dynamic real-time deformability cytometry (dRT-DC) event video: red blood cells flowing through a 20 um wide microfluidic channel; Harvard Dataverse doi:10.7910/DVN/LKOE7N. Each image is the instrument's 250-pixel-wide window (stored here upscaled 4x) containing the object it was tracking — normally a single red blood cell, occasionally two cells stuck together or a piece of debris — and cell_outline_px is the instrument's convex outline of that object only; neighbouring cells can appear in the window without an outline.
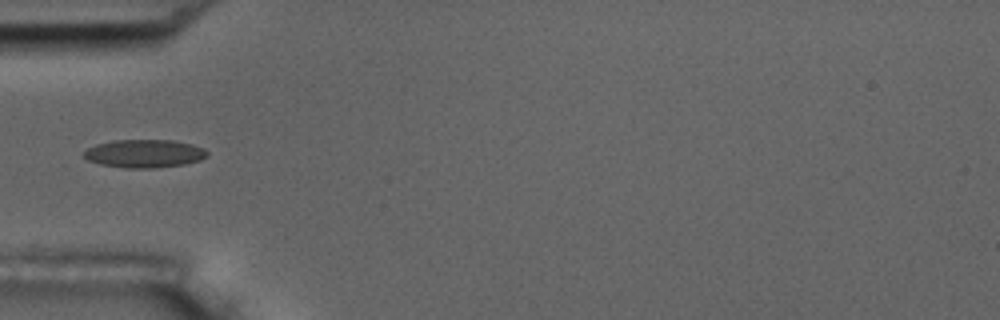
{"species": "common noctule bat (a hibernating species)", "species_latin": "Nyctalus noctula", "temperature_condition": "room temperature", "stored_images_in_passage": 9, "camera_frame_rate_fps": 3000, "um_per_image_px": 0.085, "animal": {"sex": "male", "body_mass_g": 17.5, "forearm_length_mm": 52.3}, "frame": {"image": 1, "passage_image": 6, "time_ms": 6.0, "image_size_px": [1000, 320], "cell_outline_px": [[208, 156], [200, 160], [184, 164], [156, 168], [124, 168], [100, 164], [88, 160], [84, 156], [84, 152], [88, 148], [96, 144], [116, 140], [172, 140], [192, 144], [204, 148], [208, 152]], "centroid_in_image_um": [12.3, 13.05], "position_along_channel_um": 72.7, "area_um2": 20.23}}
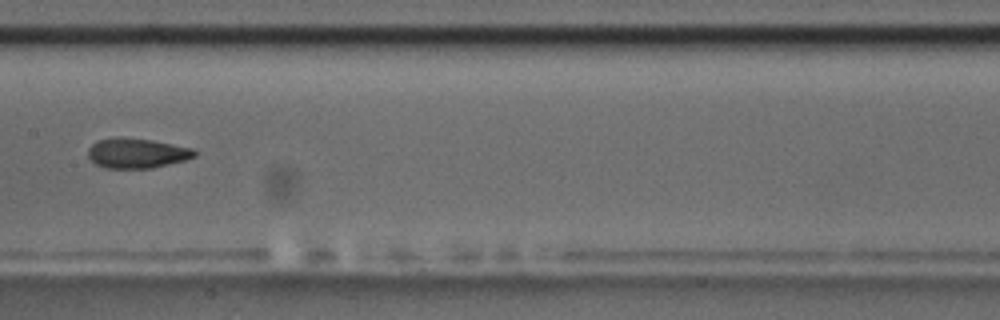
{"frame": {"image": 2, "passage_image": 9, "time_ms": 9.333, "image_size_px": [1000, 320], "cell_outline_px": [[196, 156], [184, 160], [152, 168], [104, 168], [96, 164], [88, 156], [88, 148], [92, 144], [100, 140], [152, 140], [192, 148], [196, 152]], "centroid_in_image_um": [11.66, 13.07], "position_along_channel_um": 195.7, "area_um2": 17.74}}